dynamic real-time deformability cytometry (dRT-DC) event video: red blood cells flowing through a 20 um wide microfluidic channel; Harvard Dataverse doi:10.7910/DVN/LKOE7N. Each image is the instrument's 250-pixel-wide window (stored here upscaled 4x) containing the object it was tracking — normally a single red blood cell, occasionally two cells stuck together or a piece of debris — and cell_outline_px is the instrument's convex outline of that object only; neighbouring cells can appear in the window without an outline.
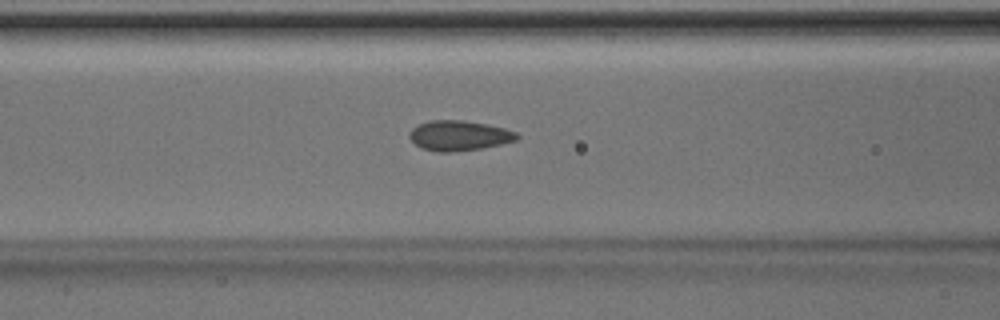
{"species": "Egyptian fruit bat (a non-hibernating species)", "species_latin": "Rousettus aegyptiacus", "temperature_condition": "room temperature", "stored_images_in_passage": 41, "camera_frame_rate_fps": 3000, "um_per_image_px": 0.085, "animal": {"sex": "male"}, "frame": {"image": 1, "passage_image": 14, "time_ms": 4.333, "image_size_px": [1000, 320], "cell_outline_px": [[520, 136], [516, 140], [500, 144], [480, 148], [452, 152], [440, 152], [420, 148], [408, 136], [412, 128], [420, 124], [432, 120], [464, 120], [504, 128], [516, 132]], "centroid_in_image_um": [39.01, 11.52], "position_along_channel_um": 127.6, "area_um2": 18.61}}
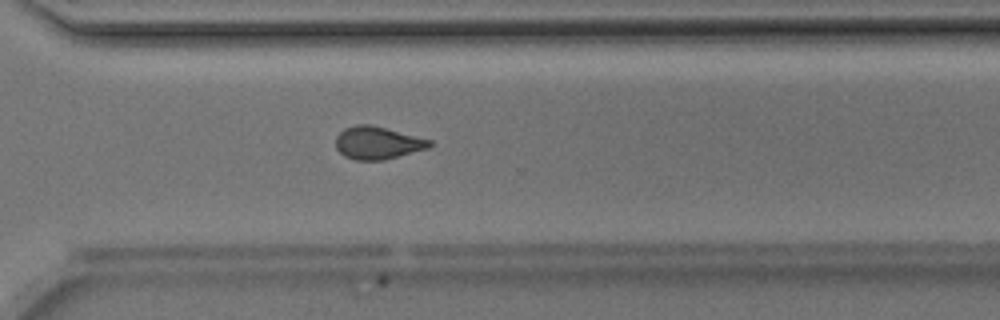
{"frame": {"image": 2, "passage_image": 29, "time_ms": 9.333, "image_size_px": [1000, 320], "cell_outline_px": [[432, 144], [428, 148], [384, 160], [356, 160], [344, 156], [336, 148], [336, 136], [344, 128], [356, 124], [372, 124], [432, 140]], "centroid_in_image_um": [32.08, 12.13], "position_along_channel_um": 338.5, "area_um2": 17.92}}
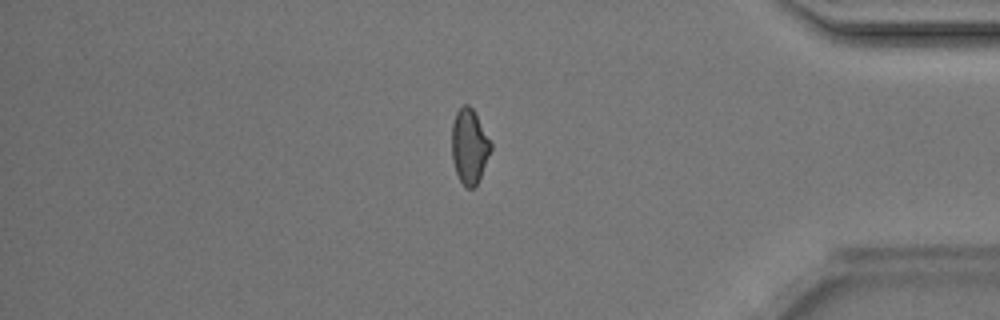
{"frame": {"image": 3, "passage_image": 35, "time_ms": 11.333, "image_size_px": [1000, 320], "cell_outline_px": [[492, 148], [476, 188], [464, 188], [456, 172], [452, 160], [452, 124], [456, 112], [464, 104], [468, 104], [472, 108], [492, 144]], "centroid_in_image_um": [39.89, 12.48], "position_along_channel_um": 395.3, "area_um2": 16.99}}